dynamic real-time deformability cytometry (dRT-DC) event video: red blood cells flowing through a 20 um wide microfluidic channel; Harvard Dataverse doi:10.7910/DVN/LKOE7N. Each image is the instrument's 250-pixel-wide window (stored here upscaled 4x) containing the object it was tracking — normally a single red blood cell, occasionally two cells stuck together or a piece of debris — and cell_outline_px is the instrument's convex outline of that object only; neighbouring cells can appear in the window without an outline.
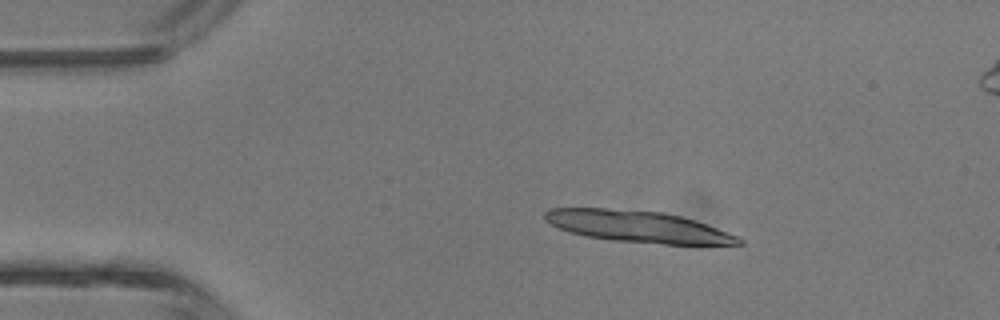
{"species": "common noctule bat (a hibernating species)", "species_latin": "Nyctalus noctula", "temperature_condition": "room temperature", "stored_images_in_passage": 3, "camera_frame_rate_fps": 3000, "um_per_image_px": 0.085, "animal": {"sex": "male", "body_mass_g": 13.3}, "frame": {"image": 1, "passage_image": 1, "time_ms": 0.0, "image_size_px": [1000, 320], "cell_outline_px": [[744, 244], [664, 244], [616, 240], [584, 236], [560, 228], [544, 220], [544, 212], [548, 208], [604, 208], [664, 212], [696, 220], [740, 236], [744, 240]], "centroid_in_image_um": [54.26, 19.25], "position_along_channel_um": 30.7, "area_um2": 35.55}}
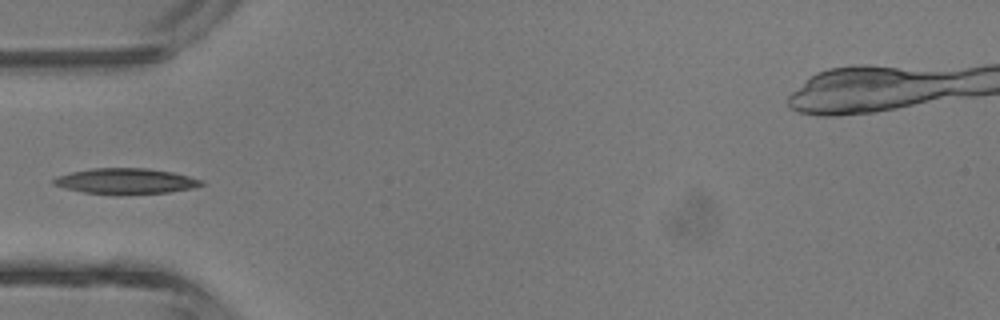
{"frame": {"image": 2, "passage_image": 3, "time_ms": 2.333, "image_size_px": [1000, 320], "cell_outline_px": [[204, 184], [192, 188], [168, 192], [84, 192], [64, 188], [52, 184], [52, 180], [56, 176], [72, 172], [92, 168], [148, 168], [172, 172], [204, 180]], "centroid_in_image_um": [10.68, 15.35], "position_along_channel_um": 74.3, "area_um2": 21.21}}